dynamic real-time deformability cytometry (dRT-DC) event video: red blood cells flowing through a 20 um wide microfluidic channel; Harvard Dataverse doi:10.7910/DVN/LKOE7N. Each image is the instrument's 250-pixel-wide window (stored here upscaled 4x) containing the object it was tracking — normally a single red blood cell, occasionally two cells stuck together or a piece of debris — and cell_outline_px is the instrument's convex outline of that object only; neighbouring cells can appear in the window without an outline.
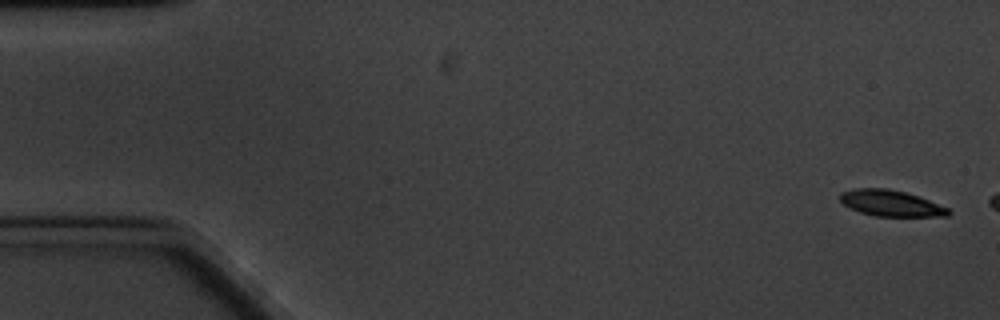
{"species": "common noctule bat (a hibernating species)", "species_latin": "Nyctalus noctula", "temperature_condition": "cold", "stored_images_in_passage": 3, "camera_frame_rate_fps": 3000, "um_per_image_px": 0.085, "animal": {"sex": "male", "body_mass_g": 20.1, "forearm_length_mm": 53.5}, "frame": {"image": 1, "passage_image": 1, "time_ms": 0.0, "image_size_px": [1000, 320], "cell_outline_px": [[952, 212], [948, 216], [876, 216], [860, 212], [844, 204], [840, 200], [840, 192], [852, 188], [888, 188], [904, 192], [928, 200], [948, 208]], "centroid_in_image_um": [75.7, 17.27], "position_along_channel_um": 9.3, "area_um2": 16.3}}